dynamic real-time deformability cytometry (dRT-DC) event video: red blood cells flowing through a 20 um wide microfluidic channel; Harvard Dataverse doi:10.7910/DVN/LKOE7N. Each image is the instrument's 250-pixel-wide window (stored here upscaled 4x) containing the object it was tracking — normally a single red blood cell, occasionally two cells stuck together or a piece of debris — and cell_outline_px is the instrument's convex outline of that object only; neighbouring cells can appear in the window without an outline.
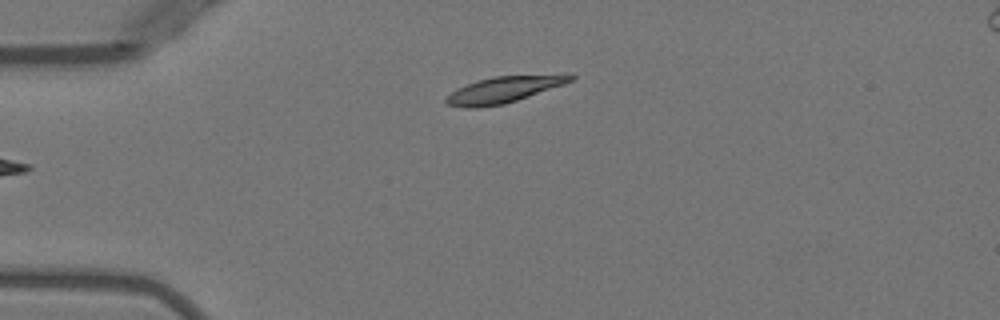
{"species": "Egyptian fruit bat (a non-hibernating species)", "species_latin": "Rousettus aegyptiacus", "temperature_condition": "warm", "stored_images_in_passage": 5, "camera_frame_rate_fps": 3000, "um_per_image_px": 0.085, "animal": {"sex": "female"}, "frame": {"image": 1, "passage_image": 1, "time_ms": 0.0, "image_size_px": [1000, 320], "cell_outline_px": [[576, 76], [572, 80], [564, 84], [504, 104], [476, 108], [464, 108], [448, 104], [444, 100], [456, 88], [480, 80], [496, 76], [568, 72], [572, 72]], "centroid_in_image_um": [42.94, 7.58], "position_along_channel_um": 42.1, "area_um2": 19.31}}
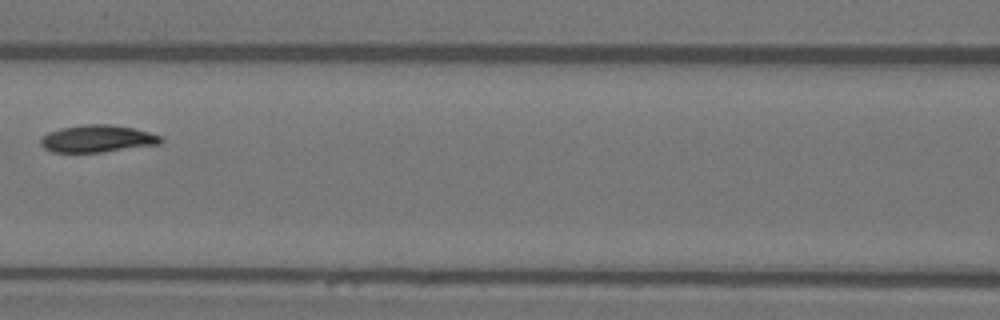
{"frame": {"image": 2, "passage_image": 4, "time_ms": 3.667, "image_size_px": [1000, 320], "cell_outline_px": [[164, 140], [160, 144], [104, 152], [52, 152], [44, 148], [40, 144], [40, 140], [48, 132], [60, 128], [84, 124], [108, 124], [132, 128], [148, 132], [160, 136]], "centroid_in_image_um": [8.26, 11.79], "position_along_channel_um": 158.3, "area_um2": 19.02}}
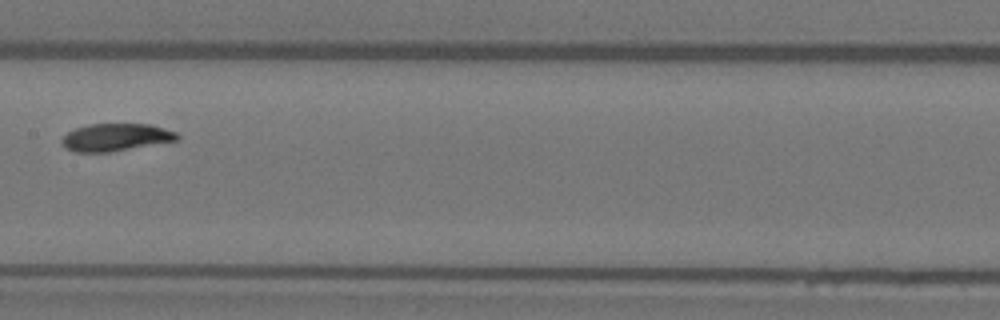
{"frame": {"image": 3, "passage_image": 5, "time_ms": 4.667, "image_size_px": [1000, 320], "cell_outline_px": [[180, 140], [108, 152], [76, 152], [60, 144], [60, 140], [68, 132], [76, 128], [88, 124], [152, 124], [176, 132], [180, 136]], "centroid_in_image_um": [9.86, 11.66], "position_along_channel_um": 197.5, "area_um2": 18.5}}